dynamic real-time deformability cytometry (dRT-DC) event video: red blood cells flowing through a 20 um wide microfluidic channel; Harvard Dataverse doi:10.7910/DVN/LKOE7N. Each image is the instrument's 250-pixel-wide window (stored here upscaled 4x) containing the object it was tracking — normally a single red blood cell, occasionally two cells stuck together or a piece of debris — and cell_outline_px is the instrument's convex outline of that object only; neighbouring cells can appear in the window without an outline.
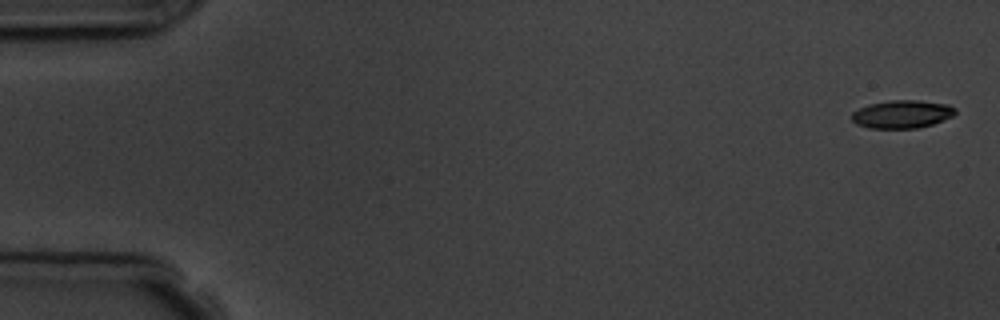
{"species": "common noctule bat (a hibernating species)", "species_latin": "Nyctalus noctula", "temperature_condition": "room temperature", "stored_images_in_passage": 5, "camera_frame_rate_fps": 3000, "um_per_image_px": 0.085, "animal": {"sex": "male", "body_mass_g": 19.5, "forearm_length_mm": 54.6}, "frame": {"image": 1, "passage_image": 1, "time_ms": 0.0, "image_size_px": [1000, 320], "cell_outline_px": [[956, 112], [952, 116], [932, 124], [916, 128], [868, 128], [856, 124], [852, 120], [852, 112], [868, 104], [888, 100], [920, 100], [948, 104], [956, 108]], "centroid_in_image_um": [76.66, 9.69], "position_along_channel_um": 8.3, "area_um2": 16.94}}
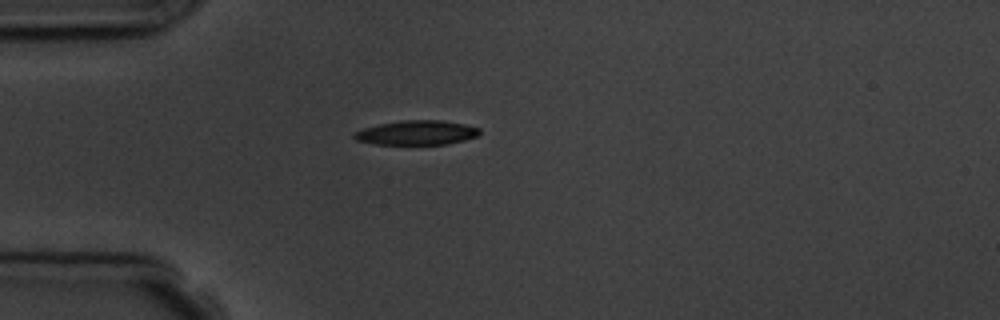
{"frame": {"image": 2, "passage_image": 5, "time_ms": 4.667, "image_size_px": [1000, 320], "cell_outline_px": [[480, 132], [476, 136], [464, 140], [444, 144], [376, 144], [356, 140], [352, 136], [356, 132], [364, 128], [380, 124], [400, 120], [440, 120], [464, 124], [480, 128]], "centroid_in_image_um": [35.42, 11.27], "position_along_channel_um": 49.6, "area_um2": 17.63}}